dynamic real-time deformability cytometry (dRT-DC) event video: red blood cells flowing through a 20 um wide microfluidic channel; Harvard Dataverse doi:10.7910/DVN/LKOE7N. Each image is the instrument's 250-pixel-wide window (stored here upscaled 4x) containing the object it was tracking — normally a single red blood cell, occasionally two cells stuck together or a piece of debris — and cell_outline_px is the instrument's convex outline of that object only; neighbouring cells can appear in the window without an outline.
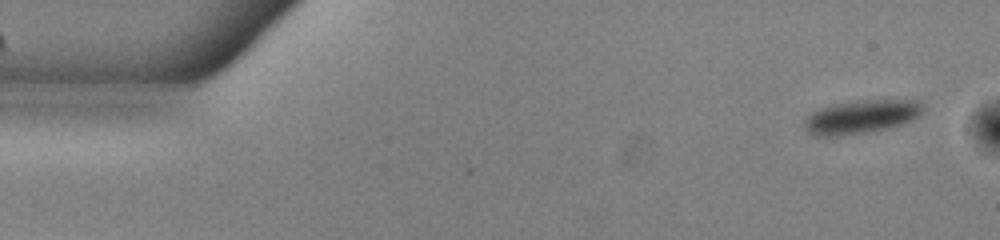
{"species": "common noctule bat (a hibernating species)", "species_latin": "Nyctalus noctula", "temperature_condition": "warm", "stored_images_in_passage": 51, "camera_frame_rate_fps": 3000, "um_per_image_px": 0.085, "animal": {"sex": "male", "body_mass_g": 13.0, "forearm_length_mm": 53.1}, "frame": {"image": 1, "passage_image": 1, "time_ms": 0.0, "image_size_px": [1000, 240], "cell_outline_px": [[924, 108], [920, 116], [904, 124], [888, 128], [840, 136], [816, 136], [808, 132], [804, 124], [808, 116], [812, 112], [820, 108], [832, 104], [864, 100], [920, 100], [924, 104]], "centroid_in_image_um": [73.26, 9.92], "position_along_channel_um": 11.7, "area_um2": 23.18}}
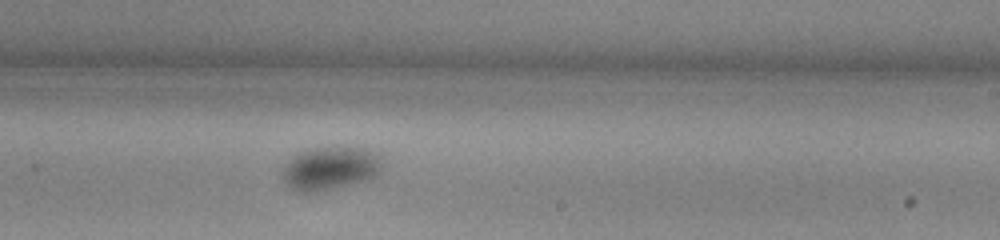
{"frame": {"image": 2, "passage_image": 30, "time_ms": 9.667, "image_size_px": [1000, 240], "cell_outline_px": [[380, 172], [376, 176], [364, 180], [328, 188], [308, 192], [300, 192], [292, 188], [288, 184], [284, 176], [284, 164], [292, 156], [308, 148], [336, 144], [364, 148], [376, 152], [380, 156]], "centroid_in_image_um": [28.08, 14.21], "position_along_channel_um": 260.9, "area_um2": 25.09}}
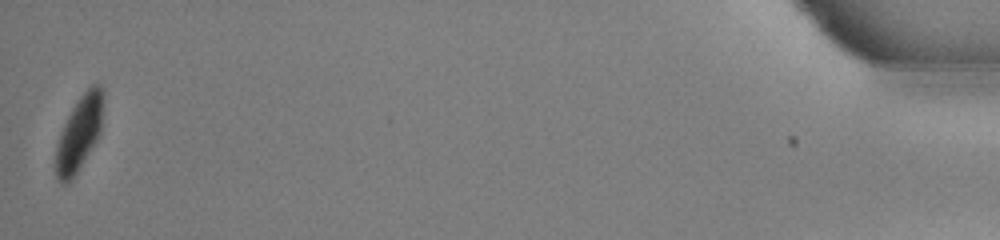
{"frame": {"image": 3, "passage_image": 51, "time_ms": 16.667, "image_size_px": [1000, 240], "cell_outline_px": [[104, 100], [100, 136], [68, 184], [60, 184], [56, 176], [56, 144], [60, 132], [72, 108], [80, 96], [92, 84], [100, 84], [104, 96]], "centroid_in_image_um": [6.75, 11.32], "position_along_channel_um": 428.5, "area_um2": 20.69}, "authors_computed_cell_mechanics": {"area_um2": 24.6228, "velocity_mm_per_s": 3.8239, "shape_relaxation_time_tau1_ms": 6.5953, "shape_relaxation_time_tau2_ms": null, "deformation_change_tau1": 0.1401, "deformation_change_tau2": null}}